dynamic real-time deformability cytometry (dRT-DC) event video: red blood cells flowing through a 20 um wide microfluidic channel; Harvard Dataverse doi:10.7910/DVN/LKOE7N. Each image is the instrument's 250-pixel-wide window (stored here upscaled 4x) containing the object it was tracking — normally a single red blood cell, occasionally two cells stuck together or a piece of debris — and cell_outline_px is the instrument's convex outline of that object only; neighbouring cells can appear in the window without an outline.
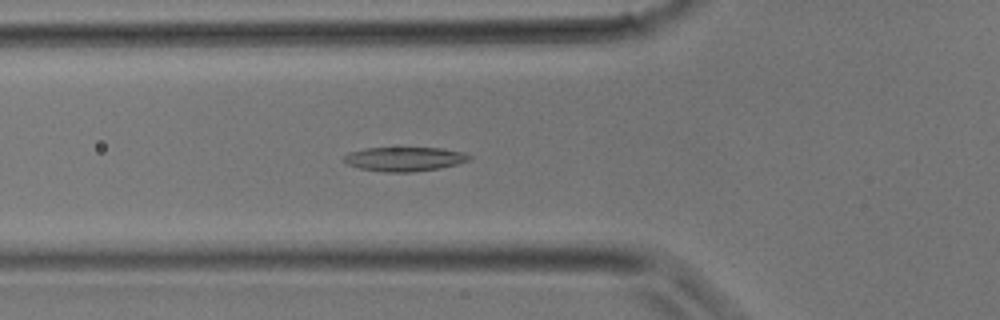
{"species": "common noctule bat (a hibernating species)", "species_latin": "Nyctalus noctula", "temperature_condition": "room temperature", "stored_images_in_passage": 26, "camera_frame_rate_fps": 3000, "um_per_image_px": 0.085, "animal": {"sex": "male", "body_mass_g": 17.9}, "frame": {"image": 1, "passage_image": 6, "time_ms": 1.667, "image_size_px": [1000, 320], "cell_outline_px": [[472, 160], [440, 168], [412, 172], [384, 172], [360, 168], [348, 164], [344, 160], [344, 156], [348, 152], [364, 148], [440, 148], [464, 152], [472, 156]], "centroid_in_image_um": [34.41, 13.51], "position_along_channel_um": 91.4, "area_um2": 17.69}}
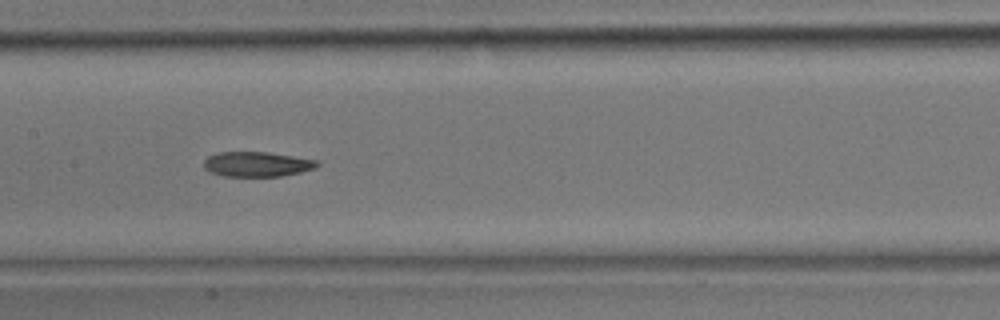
{"frame": {"image": 2, "passage_image": 11, "time_ms": 3.333, "image_size_px": [1000, 320], "cell_outline_px": [[320, 164], [316, 168], [300, 172], [280, 176], [224, 176], [212, 172], [204, 168], [204, 160], [208, 156], [220, 152], [268, 152], [316, 160]], "centroid_in_image_um": [21.85, 13.95], "position_along_channel_um": 185.6, "area_um2": 16.3}}
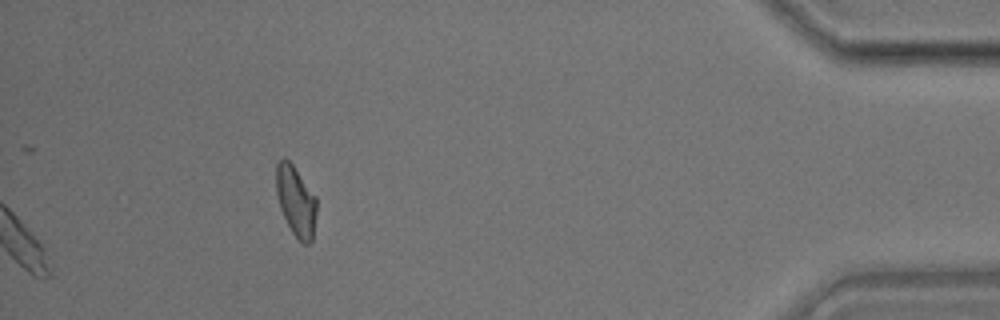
{"frame": {"image": 3, "passage_image": 26, "time_ms": 8.333, "image_size_px": [1000, 320], "cell_outline_px": [[316, 212], [312, 240], [308, 244], [304, 244], [292, 232], [280, 208], [276, 192], [276, 164], [284, 156], [292, 164], [316, 196]], "centroid_in_image_um": [25.14, 17.06], "position_along_channel_um": 410.1, "area_um2": 16.36}}